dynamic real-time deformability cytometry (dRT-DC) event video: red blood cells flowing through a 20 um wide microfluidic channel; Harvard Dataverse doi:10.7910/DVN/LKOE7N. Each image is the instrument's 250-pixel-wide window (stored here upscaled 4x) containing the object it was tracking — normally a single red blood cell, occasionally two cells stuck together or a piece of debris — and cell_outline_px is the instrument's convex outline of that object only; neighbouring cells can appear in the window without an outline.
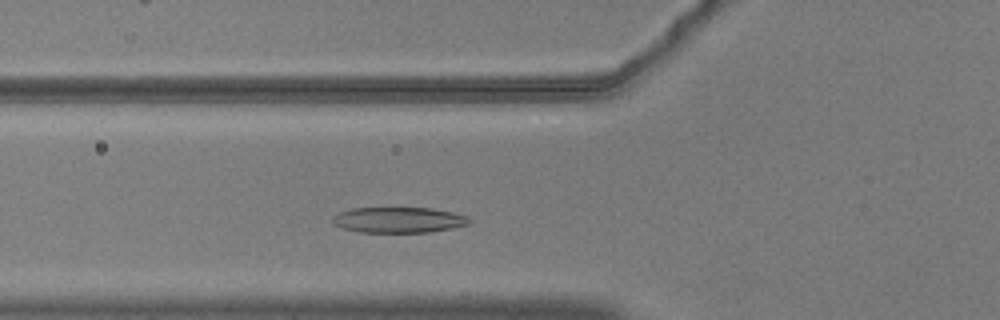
{"species": "common noctule bat (a hibernating species)", "species_latin": "Nyctalus noctula", "temperature_condition": "warm", "stored_images_in_passage": 36, "camera_frame_rate_fps": 3000, "um_per_image_px": 0.085, "animal": {"sex": "male", "body_mass_g": 20.5, "forearm_length_mm": 52.5}, "frame": {"image": 1, "passage_image": 8, "time_ms": 2.333, "image_size_px": [1000, 320], "cell_outline_px": [[472, 220], [468, 224], [452, 228], [428, 232], [360, 232], [344, 228], [332, 224], [332, 216], [340, 212], [352, 208], [388, 204], [432, 208], [452, 212], [468, 216]], "centroid_in_image_um": [33.85, 18.63], "position_along_channel_um": 92.0, "area_um2": 21.56}}
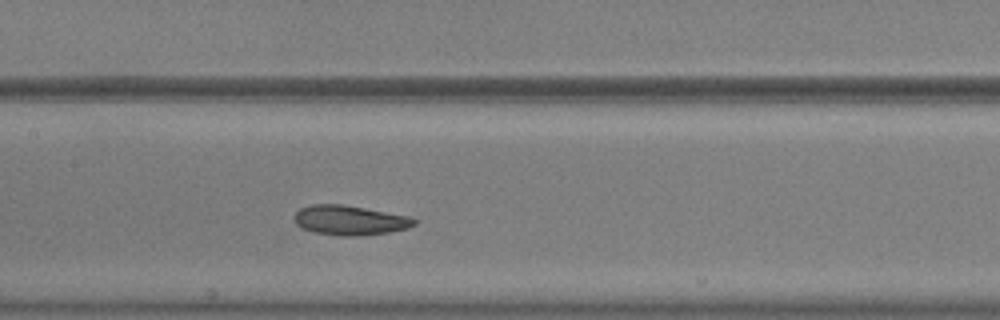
{"frame": {"image": 2, "passage_image": 15, "time_ms": 4.667, "image_size_px": [1000, 320], "cell_outline_px": [[420, 220], [416, 224], [408, 228], [388, 232], [356, 236], [340, 236], [312, 232], [300, 228], [296, 224], [292, 216], [300, 208], [312, 204], [344, 204], [408, 216]], "centroid_in_image_um": [29.7, 18.72], "position_along_channel_um": 177.7, "area_um2": 20.98}}
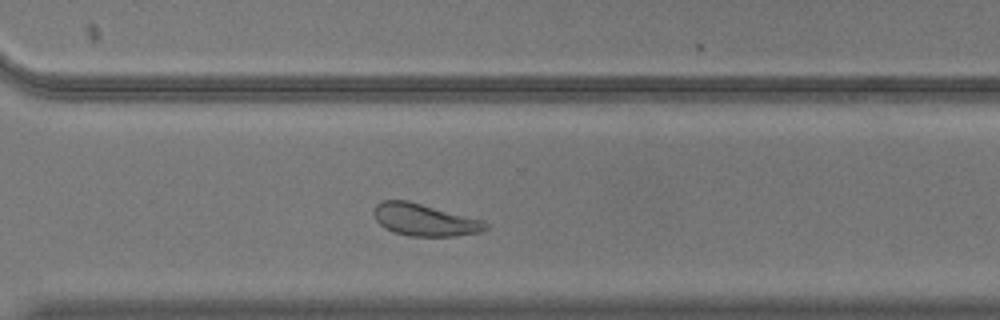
{"frame": {"image": 3, "passage_image": 28, "time_ms": 9.0, "image_size_px": [1000, 320], "cell_outline_px": [[488, 228], [480, 232], [452, 236], [408, 236], [392, 232], [384, 228], [376, 220], [372, 212], [376, 204], [384, 200], [408, 200], [484, 220], [488, 224]], "centroid_in_image_um": [36.07, 18.68], "position_along_channel_um": 334.5, "area_um2": 21.1}, "authors_computed_cell_mechanics": {"area_um2": 20.7502, "velocity_mm_per_s": 3.6372, "shape_relaxation_time_tau1_ms": 3.2273, "shape_relaxation_time_tau2_ms": 1.7379, "deformation_change_tau1": 0.1368, "deformation_change_tau2": 0.087}}